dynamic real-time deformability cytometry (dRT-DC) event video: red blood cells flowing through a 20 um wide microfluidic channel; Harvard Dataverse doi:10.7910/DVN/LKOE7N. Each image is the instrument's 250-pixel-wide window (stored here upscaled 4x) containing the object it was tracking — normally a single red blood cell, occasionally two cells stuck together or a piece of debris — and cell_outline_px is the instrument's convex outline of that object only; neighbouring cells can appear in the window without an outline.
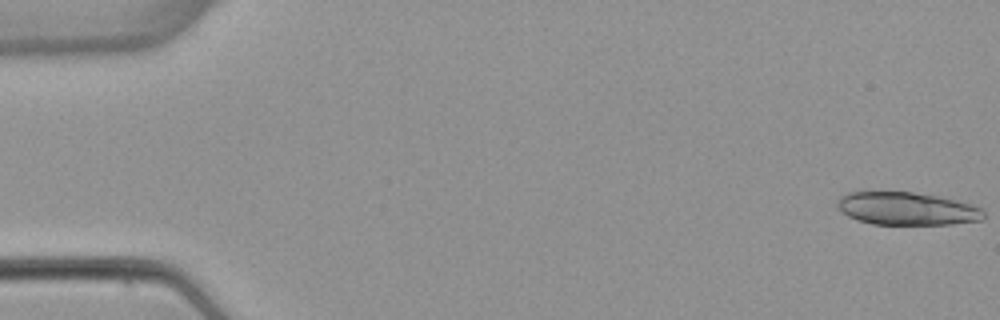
{"species": "common noctule bat (a hibernating species)", "species_latin": "Nyctalus noctula", "temperature_condition": "warm", "stored_images_in_passage": 4, "camera_frame_rate_fps": 3000, "um_per_image_px": 0.085, "animal": {"sex": "female", "body_mass_g": 22.7, "forearm_length_mm": 54.2}, "frame": {"image": 1, "passage_image": 1, "time_ms": 0.0, "image_size_px": [1000, 320], "cell_outline_px": [[984, 216], [980, 220], [952, 224], [872, 224], [848, 216], [836, 204], [836, 200], [840, 196], [848, 192], [912, 192], [936, 196], [972, 204], [980, 208], [984, 212]], "centroid_in_image_um": [77.07, 17.73], "position_along_channel_um": 7.9, "area_um2": 27.69}}
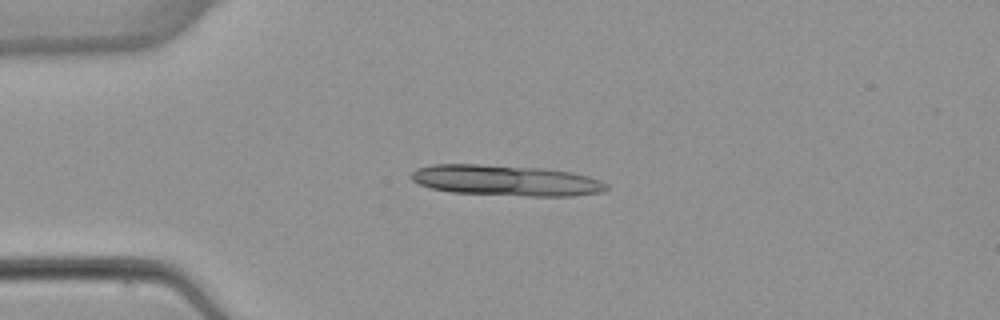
{"frame": {"image": 2, "passage_image": 4, "time_ms": 4.0, "image_size_px": [1000, 320], "cell_outline_px": [[608, 188], [604, 192], [572, 196], [528, 196], [452, 192], [432, 188], [420, 184], [412, 180], [412, 172], [416, 168], [432, 164], [480, 164], [544, 168], [572, 172], [588, 176], [600, 180], [608, 184]], "centroid_in_image_um": [43.04, 15.33], "position_along_channel_um": 42.0, "area_um2": 35.08}}